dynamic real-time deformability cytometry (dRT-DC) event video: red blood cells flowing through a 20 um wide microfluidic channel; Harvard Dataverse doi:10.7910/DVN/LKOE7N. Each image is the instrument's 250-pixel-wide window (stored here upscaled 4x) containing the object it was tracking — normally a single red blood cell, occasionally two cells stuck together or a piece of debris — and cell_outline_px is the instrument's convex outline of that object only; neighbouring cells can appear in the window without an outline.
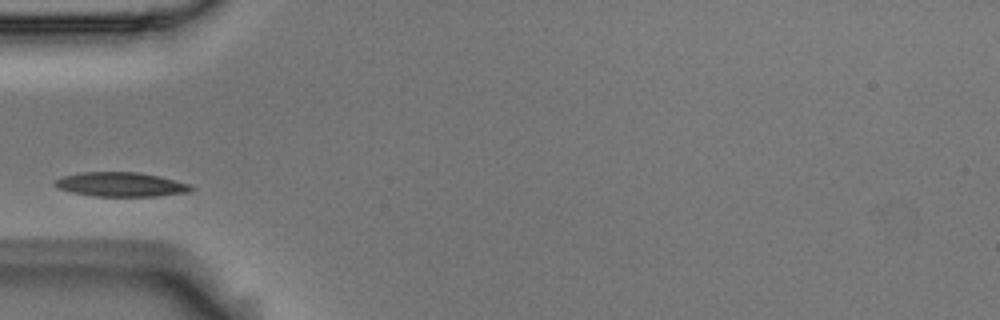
{"species": "Egyptian fruit bat (a non-hibernating species)", "species_latin": "Rousettus aegyptiacus", "temperature_condition": "room temperature", "stored_images_in_passage": 7, "camera_frame_rate_fps": 3000, "um_per_image_px": 0.085, "animal": {"sex": "male"}, "frame": {"image": 1, "passage_image": 2, "time_ms": 0.333, "image_size_px": [1000, 320], "cell_outline_px": [[196, 188], [192, 192], [156, 196], [92, 196], [72, 192], [56, 188], [52, 184], [56, 180], [64, 176], [80, 172], [140, 172], [160, 176], [192, 184]], "centroid_in_image_um": [10.33, 15.68], "position_along_channel_um": 74.7, "area_um2": 19.59}}
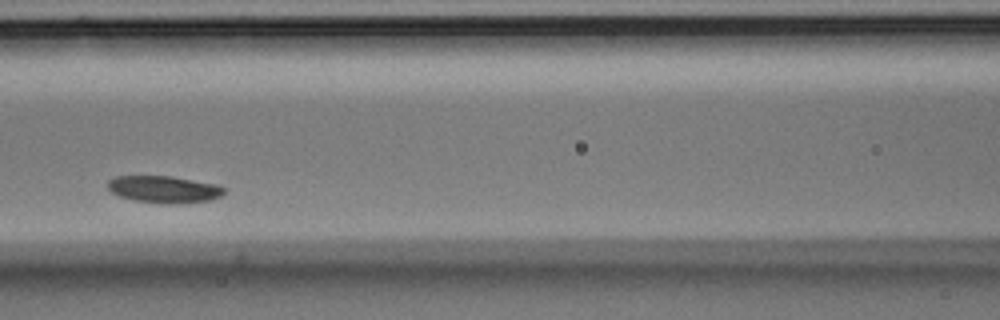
{"frame": {"image": 2, "passage_image": 4, "time_ms": 1.0, "image_size_px": [1000, 320], "cell_outline_px": [[224, 192], [220, 196], [212, 200], [180, 204], [168, 204], [132, 200], [120, 196], [112, 192], [108, 188], [108, 180], [116, 176], [172, 176], [216, 184], [224, 188]], "centroid_in_image_um": [13.95, 16.1], "position_along_channel_um": 152.7, "area_um2": 18.38}}
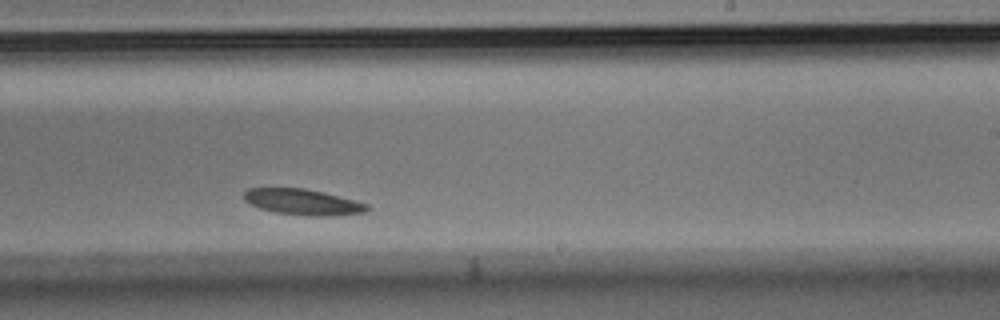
{"frame": {"image": 3, "passage_image": 7, "time_ms": 2.0, "image_size_px": [1000, 320], "cell_outline_px": [[368, 208], [364, 212], [332, 216], [308, 216], [276, 212], [260, 208], [244, 200], [244, 192], [248, 188], [304, 188], [324, 192], [368, 204]], "centroid_in_image_um": [25.73, 17.17], "position_along_channel_um": 263.3, "area_um2": 18.38}}